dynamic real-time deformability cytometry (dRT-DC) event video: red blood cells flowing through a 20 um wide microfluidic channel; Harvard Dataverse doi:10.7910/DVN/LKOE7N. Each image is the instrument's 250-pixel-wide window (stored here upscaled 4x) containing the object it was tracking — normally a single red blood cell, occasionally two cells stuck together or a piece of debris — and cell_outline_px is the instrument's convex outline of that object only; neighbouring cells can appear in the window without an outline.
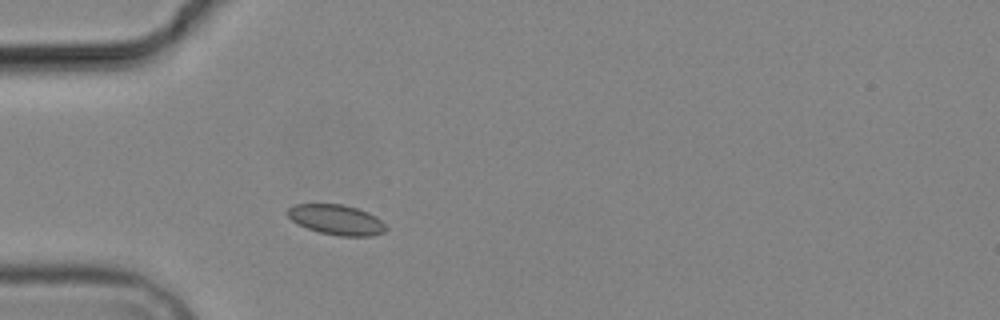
{"species": "common noctule bat (a hibernating species)", "species_latin": "Nyctalus noctula", "temperature_condition": "cold", "stored_images_in_passage": 1, "camera_frame_rate_fps": 3000, "um_per_image_px": 0.085, "animal": {"sex": "male", "body_mass_g": 19.2, "forearm_length_mm": 51.8}, "frame": {"image": 1, "passage_image": 1, "time_ms": 0.0, "image_size_px": [1000, 320], "cell_outline_px": [[388, 228], [384, 232], [372, 236], [340, 236], [320, 232], [296, 224], [284, 212], [292, 204], [344, 204], [368, 212], [376, 216]], "centroid_in_image_um": [28.57, 18.67], "position_along_channel_um": 56.4, "area_um2": 17.4}}